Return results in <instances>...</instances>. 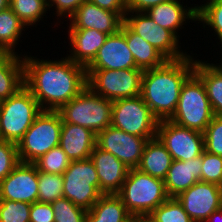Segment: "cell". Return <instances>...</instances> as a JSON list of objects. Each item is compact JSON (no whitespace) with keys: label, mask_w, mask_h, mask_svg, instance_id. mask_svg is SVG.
Listing matches in <instances>:
<instances>
[{"label":"cell","mask_w":222,"mask_h":222,"mask_svg":"<svg viewBox=\"0 0 222 222\" xmlns=\"http://www.w3.org/2000/svg\"><path fill=\"white\" fill-rule=\"evenodd\" d=\"M125 16L126 13H116L86 1L69 17V28L96 29L110 35L121 29Z\"/></svg>","instance_id":"e0dca14e"},{"label":"cell","mask_w":222,"mask_h":222,"mask_svg":"<svg viewBox=\"0 0 222 222\" xmlns=\"http://www.w3.org/2000/svg\"><path fill=\"white\" fill-rule=\"evenodd\" d=\"M135 222H156L150 214L148 215H135Z\"/></svg>","instance_id":"ee69618b"},{"label":"cell","mask_w":222,"mask_h":222,"mask_svg":"<svg viewBox=\"0 0 222 222\" xmlns=\"http://www.w3.org/2000/svg\"><path fill=\"white\" fill-rule=\"evenodd\" d=\"M172 162L173 158L167 148L155 137L146 142L137 168L152 177L164 180Z\"/></svg>","instance_id":"603a6c76"},{"label":"cell","mask_w":222,"mask_h":222,"mask_svg":"<svg viewBox=\"0 0 222 222\" xmlns=\"http://www.w3.org/2000/svg\"><path fill=\"white\" fill-rule=\"evenodd\" d=\"M3 140V138H2V136H1V130H0V141H2Z\"/></svg>","instance_id":"7dc6e473"},{"label":"cell","mask_w":222,"mask_h":222,"mask_svg":"<svg viewBox=\"0 0 222 222\" xmlns=\"http://www.w3.org/2000/svg\"><path fill=\"white\" fill-rule=\"evenodd\" d=\"M63 175V197L90 210L102 193L94 163L90 158L71 161Z\"/></svg>","instance_id":"30bf717a"},{"label":"cell","mask_w":222,"mask_h":222,"mask_svg":"<svg viewBox=\"0 0 222 222\" xmlns=\"http://www.w3.org/2000/svg\"><path fill=\"white\" fill-rule=\"evenodd\" d=\"M209 1L203 6H197V20L210 25L222 42V0Z\"/></svg>","instance_id":"836d02e7"},{"label":"cell","mask_w":222,"mask_h":222,"mask_svg":"<svg viewBox=\"0 0 222 222\" xmlns=\"http://www.w3.org/2000/svg\"><path fill=\"white\" fill-rule=\"evenodd\" d=\"M9 1L10 0H0V12L9 8Z\"/></svg>","instance_id":"f6af8a7d"},{"label":"cell","mask_w":222,"mask_h":222,"mask_svg":"<svg viewBox=\"0 0 222 222\" xmlns=\"http://www.w3.org/2000/svg\"><path fill=\"white\" fill-rule=\"evenodd\" d=\"M9 7L19 17V19L26 25H34L47 10V0H10Z\"/></svg>","instance_id":"f1b7e54d"},{"label":"cell","mask_w":222,"mask_h":222,"mask_svg":"<svg viewBox=\"0 0 222 222\" xmlns=\"http://www.w3.org/2000/svg\"><path fill=\"white\" fill-rule=\"evenodd\" d=\"M55 222H85L87 210L61 197L51 203Z\"/></svg>","instance_id":"d6a6232c"},{"label":"cell","mask_w":222,"mask_h":222,"mask_svg":"<svg viewBox=\"0 0 222 222\" xmlns=\"http://www.w3.org/2000/svg\"><path fill=\"white\" fill-rule=\"evenodd\" d=\"M131 216L117 194H102L87 211L85 222H125Z\"/></svg>","instance_id":"484cf974"},{"label":"cell","mask_w":222,"mask_h":222,"mask_svg":"<svg viewBox=\"0 0 222 222\" xmlns=\"http://www.w3.org/2000/svg\"><path fill=\"white\" fill-rule=\"evenodd\" d=\"M194 73L204 83L214 115L222 116V66L195 61Z\"/></svg>","instance_id":"4316f807"},{"label":"cell","mask_w":222,"mask_h":222,"mask_svg":"<svg viewBox=\"0 0 222 222\" xmlns=\"http://www.w3.org/2000/svg\"><path fill=\"white\" fill-rule=\"evenodd\" d=\"M31 204L0 200V222H30Z\"/></svg>","instance_id":"e575fe53"},{"label":"cell","mask_w":222,"mask_h":222,"mask_svg":"<svg viewBox=\"0 0 222 222\" xmlns=\"http://www.w3.org/2000/svg\"><path fill=\"white\" fill-rule=\"evenodd\" d=\"M156 137L167 148L173 160L187 161L202 155L204 134L179 126L171 120L159 121Z\"/></svg>","instance_id":"8fae6325"},{"label":"cell","mask_w":222,"mask_h":222,"mask_svg":"<svg viewBox=\"0 0 222 222\" xmlns=\"http://www.w3.org/2000/svg\"><path fill=\"white\" fill-rule=\"evenodd\" d=\"M201 181L216 184L222 183V157L207 151L202 153Z\"/></svg>","instance_id":"d590c367"},{"label":"cell","mask_w":222,"mask_h":222,"mask_svg":"<svg viewBox=\"0 0 222 222\" xmlns=\"http://www.w3.org/2000/svg\"><path fill=\"white\" fill-rule=\"evenodd\" d=\"M20 163L17 144L0 141V182Z\"/></svg>","instance_id":"74e56055"},{"label":"cell","mask_w":222,"mask_h":222,"mask_svg":"<svg viewBox=\"0 0 222 222\" xmlns=\"http://www.w3.org/2000/svg\"><path fill=\"white\" fill-rule=\"evenodd\" d=\"M24 26L10 7L0 12V52L16 53L13 49Z\"/></svg>","instance_id":"83f0119b"},{"label":"cell","mask_w":222,"mask_h":222,"mask_svg":"<svg viewBox=\"0 0 222 222\" xmlns=\"http://www.w3.org/2000/svg\"><path fill=\"white\" fill-rule=\"evenodd\" d=\"M62 118L58 111L42 110L17 143L20 162L33 163L59 146Z\"/></svg>","instance_id":"52a82bcc"},{"label":"cell","mask_w":222,"mask_h":222,"mask_svg":"<svg viewBox=\"0 0 222 222\" xmlns=\"http://www.w3.org/2000/svg\"><path fill=\"white\" fill-rule=\"evenodd\" d=\"M147 141L145 137L129 134L113 126H108L97 134L96 145L101 150L116 156L118 160L131 169L139 166Z\"/></svg>","instance_id":"4fadbf2b"},{"label":"cell","mask_w":222,"mask_h":222,"mask_svg":"<svg viewBox=\"0 0 222 222\" xmlns=\"http://www.w3.org/2000/svg\"><path fill=\"white\" fill-rule=\"evenodd\" d=\"M0 200L38 202V170L33 163L20 162L0 182Z\"/></svg>","instance_id":"9a60e30c"},{"label":"cell","mask_w":222,"mask_h":222,"mask_svg":"<svg viewBox=\"0 0 222 222\" xmlns=\"http://www.w3.org/2000/svg\"><path fill=\"white\" fill-rule=\"evenodd\" d=\"M20 58L24 62V86L42 110L58 111L87 86L85 66L68 57L60 61Z\"/></svg>","instance_id":"6da1fadb"},{"label":"cell","mask_w":222,"mask_h":222,"mask_svg":"<svg viewBox=\"0 0 222 222\" xmlns=\"http://www.w3.org/2000/svg\"><path fill=\"white\" fill-rule=\"evenodd\" d=\"M69 37L72 56H68V58L86 67L105 43L108 34L96 29L70 28Z\"/></svg>","instance_id":"44dd1931"},{"label":"cell","mask_w":222,"mask_h":222,"mask_svg":"<svg viewBox=\"0 0 222 222\" xmlns=\"http://www.w3.org/2000/svg\"><path fill=\"white\" fill-rule=\"evenodd\" d=\"M156 24L172 31L182 27L185 19L197 20V6L186 9L178 0H169L145 12Z\"/></svg>","instance_id":"7402d4cb"},{"label":"cell","mask_w":222,"mask_h":222,"mask_svg":"<svg viewBox=\"0 0 222 222\" xmlns=\"http://www.w3.org/2000/svg\"><path fill=\"white\" fill-rule=\"evenodd\" d=\"M205 222H222V208L213 212Z\"/></svg>","instance_id":"7bdbcfd3"},{"label":"cell","mask_w":222,"mask_h":222,"mask_svg":"<svg viewBox=\"0 0 222 222\" xmlns=\"http://www.w3.org/2000/svg\"><path fill=\"white\" fill-rule=\"evenodd\" d=\"M89 2L116 13L127 12V0H88Z\"/></svg>","instance_id":"b9f144b4"},{"label":"cell","mask_w":222,"mask_h":222,"mask_svg":"<svg viewBox=\"0 0 222 222\" xmlns=\"http://www.w3.org/2000/svg\"><path fill=\"white\" fill-rule=\"evenodd\" d=\"M70 163L71 160L60 146L50 149L46 154L33 162L38 171L60 175L67 170Z\"/></svg>","instance_id":"4dcf8cb0"},{"label":"cell","mask_w":222,"mask_h":222,"mask_svg":"<svg viewBox=\"0 0 222 222\" xmlns=\"http://www.w3.org/2000/svg\"><path fill=\"white\" fill-rule=\"evenodd\" d=\"M202 155L187 161L173 160L164 179L168 197H177L192 185L201 181Z\"/></svg>","instance_id":"ffe728a7"},{"label":"cell","mask_w":222,"mask_h":222,"mask_svg":"<svg viewBox=\"0 0 222 222\" xmlns=\"http://www.w3.org/2000/svg\"><path fill=\"white\" fill-rule=\"evenodd\" d=\"M167 1L169 0H127L126 15L134 12H146L151 7Z\"/></svg>","instance_id":"60d3db41"},{"label":"cell","mask_w":222,"mask_h":222,"mask_svg":"<svg viewBox=\"0 0 222 222\" xmlns=\"http://www.w3.org/2000/svg\"><path fill=\"white\" fill-rule=\"evenodd\" d=\"M158 119L141 95L112 101L111 126L147 140L156 137Z\"/></svg>","instance_id":"9c48e42d"},{"label":"cell","mask_w":222,"mask_h":222,"mask_svg":"<svg viewBox=\"0 0 222 222\" xmlns=\"http://www.w3.org/2000/svg\"><path fill=\"white\" fill-rule=\"evenodd\" d=\"M85 68L108 70L137 68L133 54L126 43L125 22L118 32L108 35L94 59Z\"/></svg>","instance_id":"2e32d148"},{"label":"cell","mask_w":222,"mask_h":222,"mask_svg":"<svg viewBox=\"0 0 222 222\" xmlns=\"http://www.w3.org/2000/svg\"><path fill=\"white\" fill-rule=\"evenodd\" d=\"M86 1L88 0H48V7H51L54 4L56 5L55 7L58 16H65L66 14V16L68 15L70 17L78 7Z\"/></svg>","instance_id":"ab89813d"},{"label":"cell","mask_w":222,"mask_h":222,"mask_svg":"<svg viewBox=\"0 0 222 222\" xmlns=\"http://www.w3.org/2000/svg\"><path fill=\"white\" fill-rule=\"evenodd\" d=\"M24 86V62L15 53L0 52V101Z\"/></svg>","instance_id":"cb8c5ba5"},{"label":"cell","mask_w":222,"mask_h":222,"mask_svg":"<svg viewBox=\"0 0 222 222\" xmlns=\"http://www.w3.org/2000/svg\"><path fill=\"white\" fill-rule=\"evenodd\" d=\"M214 116L204 83L193 73L183 84L176 110L169 120L204 133Z\"/></svg>","instance_id":"277c9868"},{"label":"cell","mask_w":222,"mask_h":222,"mask_svg":"<svg viewBox=\"0 0 222 222\" xmlns=\"http://www.w3.org/2000/svg\"><path fill=\"white\" fill-rule=\"evenodd\" d=\"M150 215L156 222H194L176 197H169Z\"/></svg>","instance_id":"1f68e13d"},{"label":"cell","mask_w":222,"mask_h":222,"mask_svg":"<svg viewBox=\"0 0 222 222\" xmlns=\"http://www.w3.org/2000/svg\"><path fill=\"white\" fill-rule=\"evenodd\" d=\"M62 121L92 130L96 135L111 126L112 101L86 86L58 110Z\"/></svg>","instance_id":"5b68a950"},{"label":"cell","mask_w":222,"mask_h":222,"mask_svg":"<svg viewBox=\"0 0 222 222\" xmlns=\"http://www.w3.org/2000/svg\"><path fill=\"white\" fill-rule=\"evenodd\" d=\"M125 38L137 68L143 71L154 69L168 60L158 49L135 33L126 23Z\"/></svg>","instance_id":"d4e9b609"},{"label":"cell","mask_w":222,"mask_h":222,"mask_svg":"<svg viewBox=\"0 0 222 222\" xmlns=\"http://www.w3.org/2000/svg\"><path fill=\"white\" fill-rule=\"evenodd\" d=\"M143 70L86 69L87 86L97 95L114 101L141 95Z\"/></svg>","instance_id":"ba28073f"},{"label":"cell","mask_w":222,"mask_h":222,"mask_svg":"<svg viewBox=\"0 0 222 222\" xmlns=\"http://www.w3.org/2000/svg\"><path fill=\"white\" fill-rule=\"evenodd\" d=\"M96 139L92 130L62 121L59 146L71 161L90 158Z\"/></svg>","instance_id":"d6986e66"},{"label":"cell","mask_w":222,"mask_h":222,"mask_svg":"<svg viewBox=\"0 0 222 222\" xmlns=\"http://www.w3.org/2000/svg\"><path fill=\"white\" fill-rule=\"evenodd\" d=\"M125 222H135V215L131 216L127 221Z\"/></svg>","instance_id":"bcb514c9"},{"label":"cell","mask_w":222,"mask_h":222,"mask_svg":"<svg viewBox=\"0 0 222 222\" xmlns=\"http://www.w3.org/2000/svg\"><path fill=\"white\" fill-rule=\"evenodd\" d=\"M30 222H55L51 203L34 202L30 209Z\"/></svg>","instance_id":"f35d334b"},{"label":"cell","mask_w":222,"mask_h":222,"mask_svg":"<svg viewBox=\"0 0 222 222\" xmlns=\"http://www.w3.org/2000/svg\"><path fill=\"white\" fill-rule=\"evenodd\" d=\"M203 134L205 151L222 157V116L215 115Z\"/></svg>","instance_id":"8d00e7d4"},{"label":"cell","mask_w":222,"mask_h":222,"mask_svg":"<svg viewBox=\"0 0 222 222\" xmlns=\"http://www.w3.org/2000/svg\"><path fill=\"white\" fill-rule=\"evenodd\" d=\"M117 195L132 216L151 214L169 198L164 180L152 177L138 168L129 169Z\"/></svg>","instance_id":"3957f363"},{"label":"cell","mask_w":222,"mask_h":222,"mask_svg":"<svg viewBox=\"0 0 222 222\" xmlns=\"http://www.w3.org/2000/svg\"><path fill=\"white\" fill-rule=\"evenodd\" d=\"M42 111L32 93L23 86L0 101V130L3 140L18 143Z\"/></svg>","instance_id":"8992f818"},{"label":"cell","mask_w":222,"mask_h":222,"mask_svg":"<svg viewBox=\"0 0 222 222\" xmlns=\"http://www.w3.org/2000/svg\"><path fill=\"white\" fill-rule=\"evenodd\" d=\"M90 159L97 171L100 192L102 194H117L129 168L110 152L101 150L97 145L93 148Z\"/></svg>","instance_id":"ac0fdd59"},{"label":"cell","mask_w":222,"mask_h":222,"mask_svg":"<svg viewBox=\"0 0 222 222\" xmlns=\"http://www.w3.org/2000/svg\"><path fill=\"white\" fill-rule=\"evenodd\" d=\"M136 14L130 17L125 16L124 22L168 60H178L189 56L180 52L178 37L172 31L156 24L145 12H136Z\"/></svg>","instance_id":"7c38bea8"},{"label":"cell","mask_w":222,"mask_h":222,"mask_svg":"<svg viewBox=\"0 0 222 222\" xmlns=\"http://www.w3.org/2000/svg\"><path fill=\"white\" fill-rule=\"evenodd\" d=\"M63 175L38 171V202L52 203L63 197Z\"/></svg>","instance_id":"f546056e"},{"label":"cell","mask_w":222,"mask_h":222,"mask_svg":"<svg viewBox=\"0 0 222 222\" xmlns=\"http://www.w3.org/2000/svg\"><path fill=\"white\" fill-rule=\"evenodd\" d=\"M176 199L194 222H205L213 212L222 208L220 186L204 181H198Z\"/></svg>","instance_id":"5bb4252c"},{"label":"cell","mask_w":222,"mask_h":222,"mask_svg":"<svg viewBox=\"0 0 222 222\" xmlns=\"http://www.w3.org/2000/svg\"><path fill=\"white\" fill-rule=\"evenodd\" d=\"M193 61L191 56L167 60L159 67L143 72L141 96L158 121L173 116L181 88L194 73Z\"/></svg>","instance_id":"7a4b0ae2"}]
</instances>
